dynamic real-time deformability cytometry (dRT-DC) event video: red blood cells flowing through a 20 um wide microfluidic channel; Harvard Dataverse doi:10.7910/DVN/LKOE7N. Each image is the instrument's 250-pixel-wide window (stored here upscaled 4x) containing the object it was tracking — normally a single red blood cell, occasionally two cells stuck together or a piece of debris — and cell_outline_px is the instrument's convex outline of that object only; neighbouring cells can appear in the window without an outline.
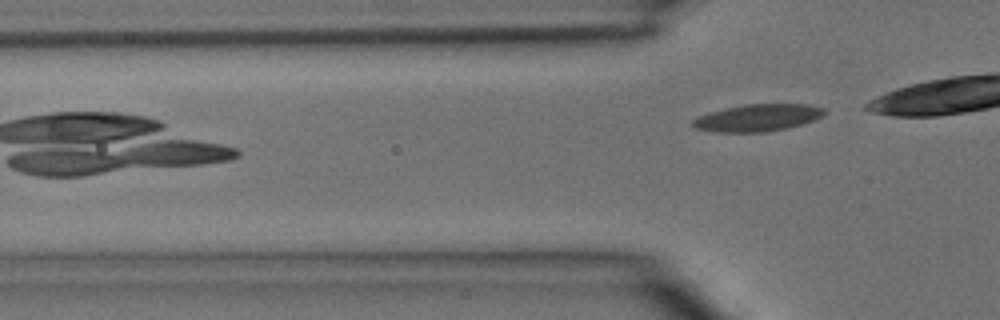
{"species": "common noctule bat (a hibernating species)", "species_latin": "Nyctalus noctula", "temperature_condition": "room temperature", "stored_images_in_passage": 4, "camera_frame_rate_fps": 3000, "um_per_image_px": 0.085, "animal": {"sex": "male", "body_mass_g": 15.6}, "frame": {"image": 1, "passage_image": 4, "time_ms": 1.0, "image_size_px": [1000, 320], "cell_outline_px": [[824, 116], [816, 120], [784, 128], [764, 132], [716, 132], [696, 128], [688, 124], [692, 120], [708, 112], [744, 104], [808, 104], [824, 108]], "centroid_in_image_um": [64.38, 10.0], "position_along_channel_um": 61.4, "area_um2": 20.75}}